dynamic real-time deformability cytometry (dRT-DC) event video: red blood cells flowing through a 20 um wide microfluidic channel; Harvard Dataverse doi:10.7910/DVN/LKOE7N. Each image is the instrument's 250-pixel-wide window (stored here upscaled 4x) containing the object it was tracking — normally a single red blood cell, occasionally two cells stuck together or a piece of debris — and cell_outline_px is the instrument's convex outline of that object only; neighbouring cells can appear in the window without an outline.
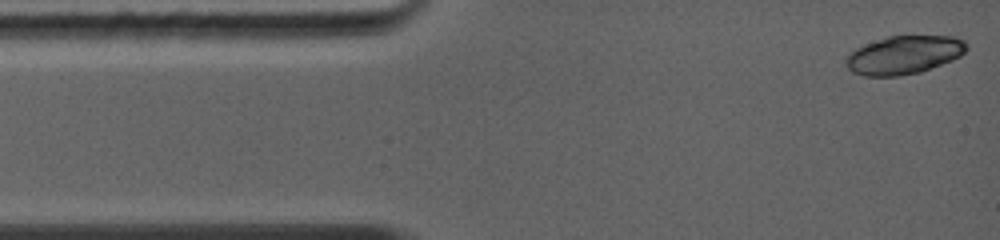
{"species": "common noctule bat (a hibernating species)", "species_latin": "Nyctalus noctula", "temperature_condition": "warm", "stored_images_in_passage": 8, "camera_frame_rate_fps": 5000, "um_per_image_px": 0.085, "animal": {"sex": "female", "body_mass_g": 19.0, "forearm_length_mm": 56.7}, "frame": {"image": 1, "passage_image": 1, "time_ms": 0.0, "image_size_px": [1000, 240], "cell_outline_px": [[968, 48], [960, 56], [952, 60], [920, 72], [900, 76], [864, 76], [852, 72], [844, 64], [844, 56], [848, 52], [856, 48], [888, 36], [952, 36], [964, 40], [968, 44]], "centroid_in_image_um": [76.8, 4.68], "position_along_channel_um": 8.2, "area_um2": 27.11}}
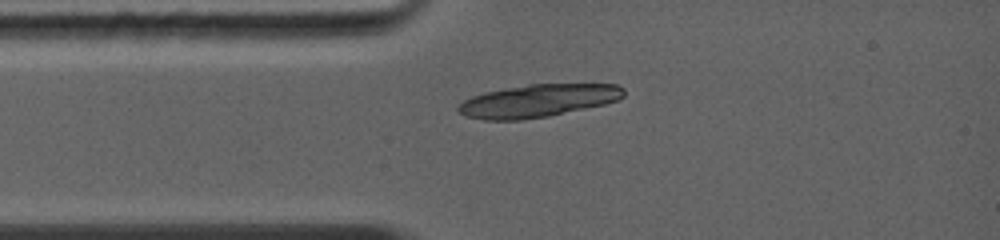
{"frame": {"image": 2, "passage_image": 8, "time_ms": 2.2, "image_size_px": [1000, 240], "cell_outline_px": [[624, 96], [616, 100], [604, 104], [548, 116], [520, 120], [484, 120], [464, 116], [456, 108], [464, 100], [472, 96], [484, 92], [504, 88], [528, 84], [616, 84], [624, 88]], "centroid_in_image_um": [45.7, 8.56], "position_along_channel_um": 39.3, "area_um2": 31.5}}